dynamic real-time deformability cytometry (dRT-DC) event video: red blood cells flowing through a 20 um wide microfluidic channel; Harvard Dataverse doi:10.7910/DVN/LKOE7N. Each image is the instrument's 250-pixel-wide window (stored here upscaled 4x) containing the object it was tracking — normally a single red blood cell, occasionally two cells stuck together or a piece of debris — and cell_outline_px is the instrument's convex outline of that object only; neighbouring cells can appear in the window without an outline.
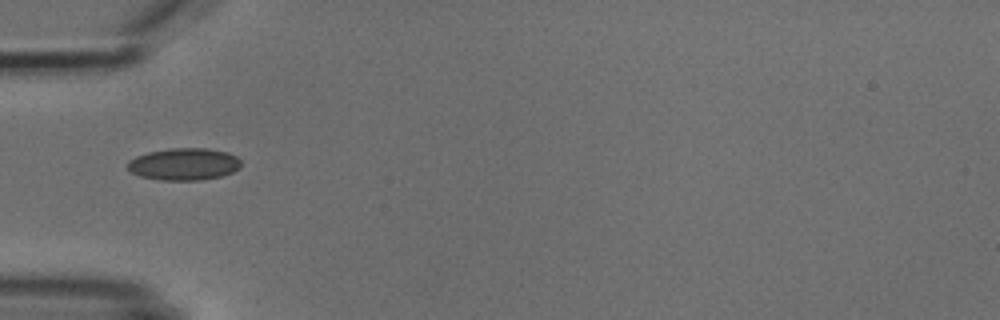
{"species": "common noctule bat (a hibernating species)", "species_latin": "Nyctalus noctula", "temperature_condition": "cold", "stored_images_in_passage": 6, "camera_frame_rate_fps": 3000, "um_per_image_px": 0.085, "animal": {"sex": "male", "body_mass_g": 18.8}, "frame": {"image": 1, "passage_image": 6, "time_ms": 5.667, "image_size_px": [1000, 320], "cell_outline_px": [[240, 168], [232, 172], [220, 176], [200, 180], [160, 180], [140, 176], [132, 172], [128, 168], [128, 160], [136, 156], [148, 152], [172, 148], [208, 148], [228, 152], [236, 156], [240, 160]], "centroid_in_image_um": [15.64, 13.94], "position_along_channel_um": 69.4, "area_um2": 21.21}}